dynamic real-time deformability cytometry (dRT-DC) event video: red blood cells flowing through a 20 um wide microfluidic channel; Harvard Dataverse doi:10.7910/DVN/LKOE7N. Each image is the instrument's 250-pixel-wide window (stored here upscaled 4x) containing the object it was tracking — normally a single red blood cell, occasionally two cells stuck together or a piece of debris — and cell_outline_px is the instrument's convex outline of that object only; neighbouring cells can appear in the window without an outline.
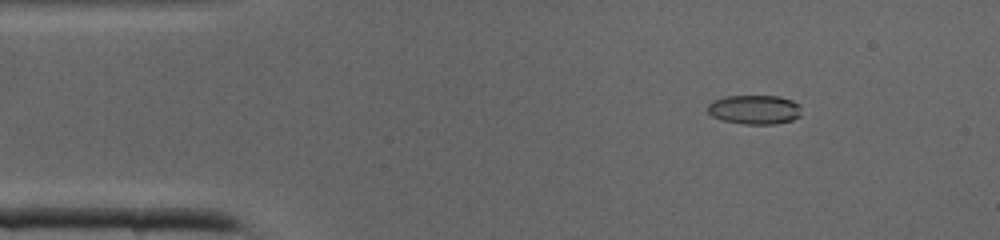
{"species": "common noctule bat (a hibernating species)", "species_latin": "Nyctalus noctula", "temperature_condition": "cold", "stored_images_in_passage": 41, "camera_frame_rate_fps": 3000, "um_per_image_px": 0.085, "animal": {"sex": "male", "body_mass_g": 19.0, "forearm_length_mm": 50.8}, "frame": {"image": 1, "passage_image": 6, "time_ms": 1.667, "image_size_px": [1000, 240], "cell_outline_px": [[800, 116], [792, 120], [776, 124], [744, 124], [724, 120], [712, 116], [708, 112], [708, 104], [712, 100], [724, 96], [780, 96], [792, 100], [800, 104]], "centroid_in_image_um": [64.14, 9.3], "position_along_channel_um": 20.9, "area_um2": 16.07}}
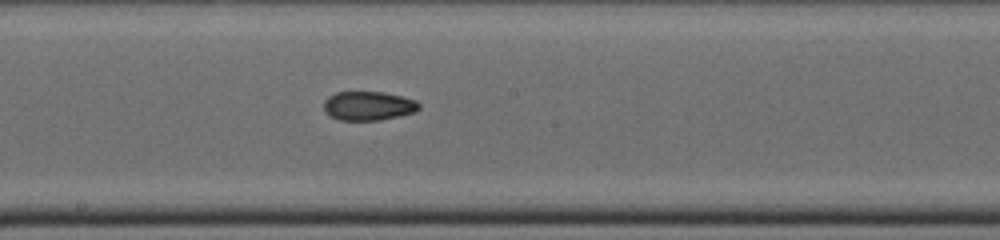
{"frame": {"image": 2, "passage_image": 22, "time_ms": 7.0, "image_size_px": [1000, 240], "cell_outline_px": [[420, 108], [416, 112], [400, 116], [380, 120], [340, 120], [324, 112], [324, 100], [328, 96], [336, 92], [384, 92], [416, 100], [420, 104]], "centroid_in_image_um": [31.32, 9.0], "position_along_channel_um": 216.9, "area_um2": 16.18}}
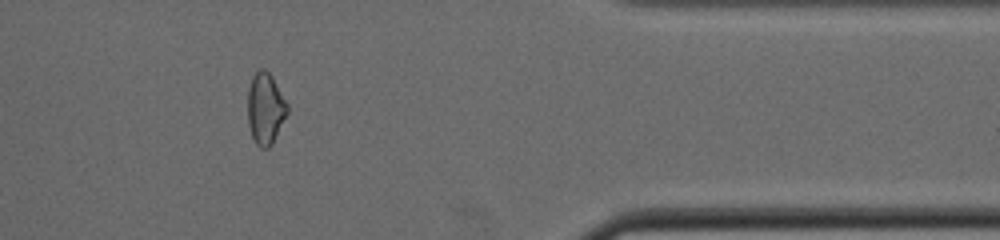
{"frame": {"image": 3, "passage_image": 34, "time_ms": 11.0, "image_size_px": [1000, 240], "cell_outline_px": [[288, 112], [272, 144], [268, 148], [260, 148], [256, 144], [252, 136], [248, 124], [248, 88], [252, 76], [260, 68], [264, 68], [272, 76], [288, 104]], "centroid_in_image_um": [22.55, 9.22], "position_along_channel_um": 388.8, "area_um2": 16.53}}